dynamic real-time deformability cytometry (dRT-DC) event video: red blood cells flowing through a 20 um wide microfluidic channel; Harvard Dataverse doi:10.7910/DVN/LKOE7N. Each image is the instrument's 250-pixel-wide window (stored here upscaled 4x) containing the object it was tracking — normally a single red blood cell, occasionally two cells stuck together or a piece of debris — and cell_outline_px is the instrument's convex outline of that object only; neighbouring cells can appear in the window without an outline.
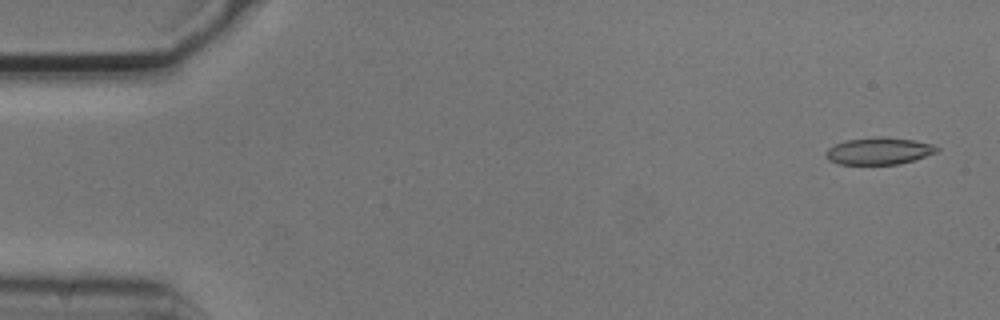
{"species": "common noctule bat (a hibernating species)", "species_latin": "Nyctalus noctula", "temperature_condition": "cold", "stored_images_in_passage": 6, "camera_frame_rate_fps": 3000, "um_per_image_px": 0.085, "animal": {"sex": "male", "body_mass_g": 20.5, "forearm_length_mm": 52.5}, "frame": {"image": 1, "passage_image": 1, "time_ms": 0.0, "image_size_px": [1000, 320], "cell_outline_px": [[940, 148], [936, 152], [900, 164], [840, 164], [828, 160], [824, 152], [828, 148], [836, 144], [848, 140], [912, 140], [932, 144]], "centroid_in_image_um": [74.67, 12.89], "position_along_channel_um": 10.3, "area_um2": 16.3}}
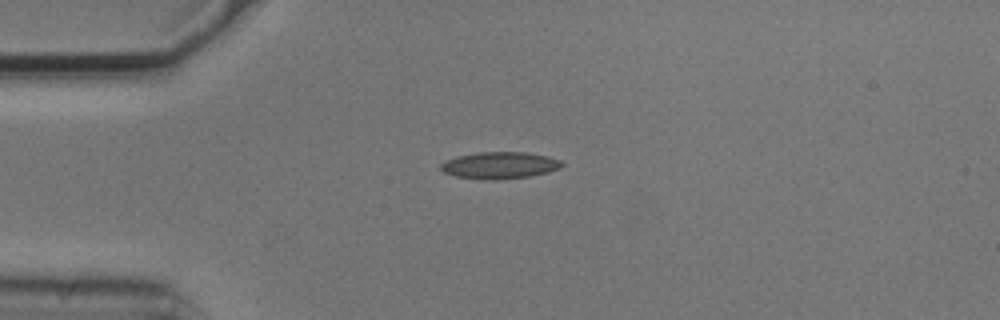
{"frame": {"image": 2, "passage_image": 4, "time_ms": 1.0, "image_size_px": [1000, 320], "cell_outline_px": [[564, 164], [560, 168], [548, 172], [528, 176], [492, 180], [456, 176], [444, 172], [440, 168], [440, 164], [444, 160], [456, 156], [480, 152], [524, 152], [548, 156], [560, 160]], "centroid_in_image_um": [42.46, 14.04], "position_along_channel_um": 42.5, "area_um2": 18.79}}
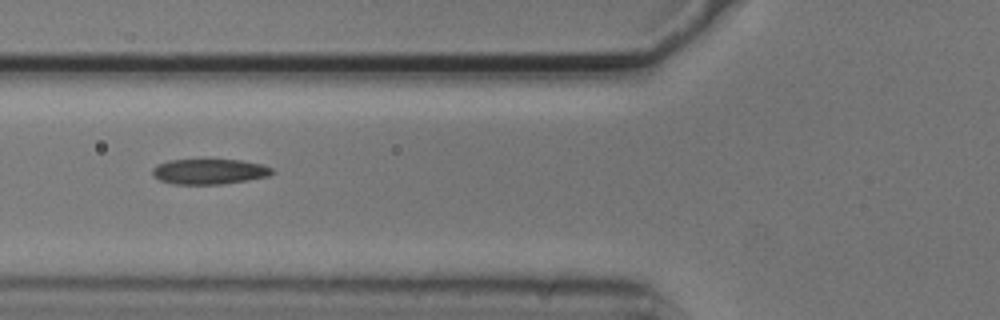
{"frame": {"image": 3, "passage_image": 6, "time_ms": 1.667, "image_size_px": [1000, 320], "cell_outline_px": [[276, 172], [268, 176], [248, 180], [220, 184], [172, 184], [160, 180], [152, 176], [152, 168], [156, 164], [168, 160], [240, 160], [264, 164], [272, 168]], "centroid_in_image_um": [17.78, 14.58], "position_along_channel_um": 108.0, "area_um2": 17.8}}